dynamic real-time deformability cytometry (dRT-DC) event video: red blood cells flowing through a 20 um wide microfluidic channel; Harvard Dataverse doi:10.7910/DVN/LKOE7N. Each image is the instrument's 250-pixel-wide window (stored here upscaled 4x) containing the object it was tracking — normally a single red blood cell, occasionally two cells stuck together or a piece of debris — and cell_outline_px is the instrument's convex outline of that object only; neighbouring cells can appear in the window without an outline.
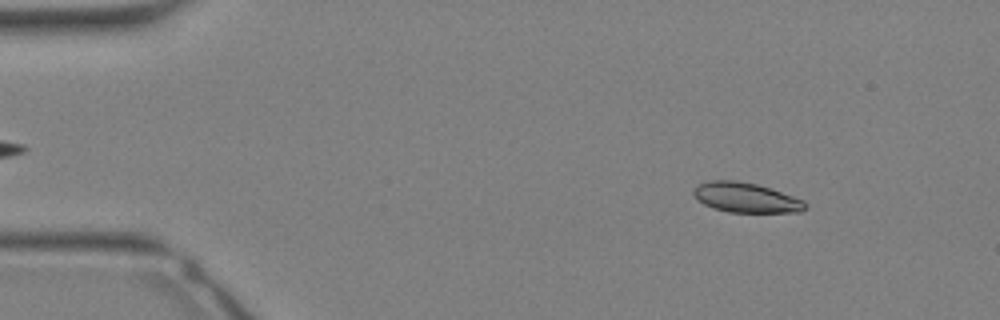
{"species": "Egyptian fruit bat (a non-hibernating species)", "species_latin": "Rousettus aegyptiacus", "temperature_condition": "warm", "stored_images_in_passage": 33, "camera_frame_rate_fps": 3000, "um_per_image_px": 0.085, "animal": {"sex": "female"}, "frame": {"image": 1, "passage_image": 4, "time_ms": 1.0, "image_size_px": [1000, 320], "cell_outline_px": [[808, 204], [800, 212], [728, 212], [712, 208], [704, 204], [692, 192], [700, 184], [712, 180], [736, 180], [756, 184], [804, 200]], "centroid_in_image_um": [63.41, 16.8], "position_along_channel_um": 21.6, "area_um2": 19.07}}
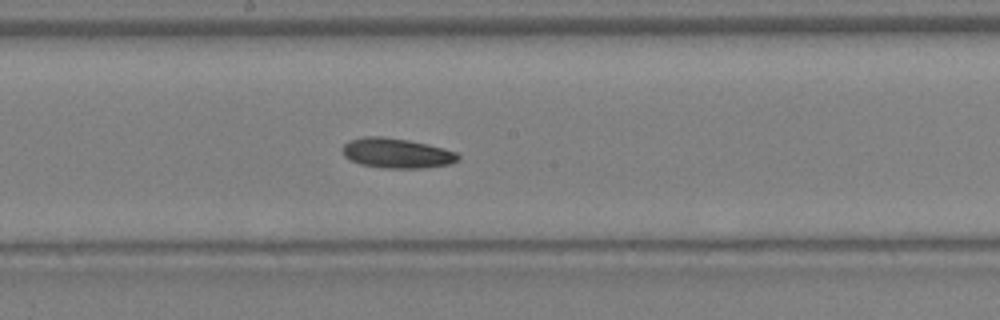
{"frame": {"image": 2, "passage_image": 18, "time_ms": 5.667, "image_size_px": [1000, 320], "cell_outline_px": [[460, 160], [448, 164], [424, 168], [384, 168], [360, 164], [344, 156], [344, 144], [348, 140], [364, 136], [380, 136], [408, 140], [428, 144], [456, 152], [460, 156]], "centroid_in_image_um": [33.73, 13.02], "position_along_channel_um": 214.5, "area_um2": 20.06}}
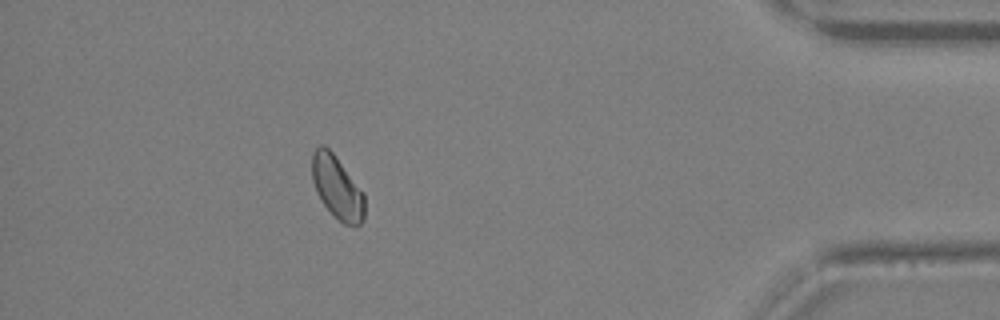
{"frame": {"image": 3, "passage_image": 30, "time_ms": 9.667, "image_size_px": [1000, 320], "cell_outline_px": [[364, 220], [356, 228], [344, 224], [320, 200], [316, 192], [312, 180], [312, 152], [320, 144], [324, 144], [336, 156], [364, 192]], "centroid_in_image_um": [28.66, 15.92], "position_along_channel_um": 406.5, "area_um2": 19.42}}